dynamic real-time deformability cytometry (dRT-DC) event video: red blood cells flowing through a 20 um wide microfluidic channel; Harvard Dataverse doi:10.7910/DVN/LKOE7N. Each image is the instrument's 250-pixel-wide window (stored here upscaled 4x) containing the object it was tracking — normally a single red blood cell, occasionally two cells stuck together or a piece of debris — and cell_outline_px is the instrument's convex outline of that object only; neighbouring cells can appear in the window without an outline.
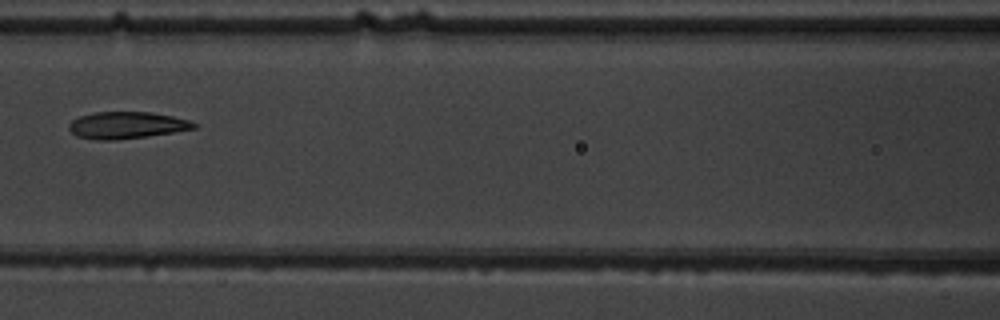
{"species": "common noctule bat (a hibernating species)", "species_latin": "Nyctalus noctula", "temperature_condition": "warm", "stored_images_in_passage": 8, "camera_frame_rate_fps": 3000, "um_per_image_px": 0.085, "animal": {"sex": "male", "body_mass_g": 19.5, "forearm_length_mm": 54.6}, "frame": {"image": 1, "passage_image": 7, "time_ms": 7.0, "image_size_px": [1000, 320], "cell_outline_px": [[200, 124], [196, 128], [172, 132], [116, 140], [96, 140], [76, 136], [68, 128], [68, 124], [72, 120], [80, 116], [96, 112], [152, 112], [172, 116], [188, 120]], "centroid_in_image_um": [10.76, 10.64], "position_along_channel_um": 155.8, "area_um2": 19.48}}
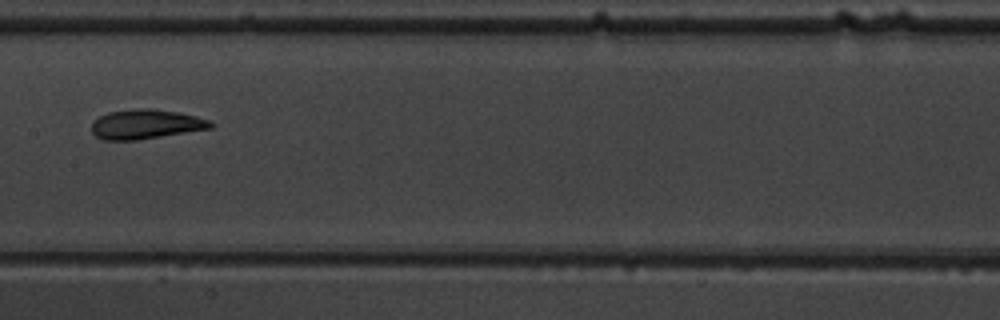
{"frame": {"image": 2, "passage_image": 8, "time_ms": 8.0, "image_size_px": [1000, 320], "cell_outline_px": [[216, 124], [212, 128], [136, 140], [104, 140], [96, 136], [92, 132], [92, 120], [108, 112], [136, 108], [152, 108], [176, 112], [196, 116], [208, 120]], "centroid_in_image_um": [12.38, 10.55], "position_along_channel_um": 195.0, "area_um2": 20.46}}